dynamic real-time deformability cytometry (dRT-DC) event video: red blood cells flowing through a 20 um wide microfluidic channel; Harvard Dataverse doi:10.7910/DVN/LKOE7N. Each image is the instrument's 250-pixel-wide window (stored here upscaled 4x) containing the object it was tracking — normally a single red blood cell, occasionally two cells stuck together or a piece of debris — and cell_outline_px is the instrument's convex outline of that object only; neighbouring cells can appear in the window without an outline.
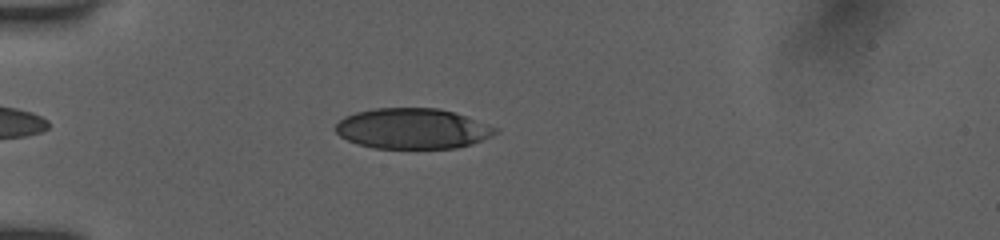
{"species": "human", "species_latin": "Homo sapiens", "temperature_condition": "room temperature", "stored_images_in_passage": 19, "camera_frame_rate_fps": 3000, "um_per_image_px": 0.085, "donor": {"sex": "female"}, "frame": {"image": 1, "passage_image": 15, "time_ms": 2.0, "image_size_px": [1000, 240], "cell_outline_px": [[500, 132], [492, 136], [472, 144], [456, 148], [372, 148], [348, 140], [340, 136], [336, 132], [336, 124], [344, 116], [356, 112], [372, 108], [440, 108], [500, 128]], "centroid_in_image_um": [35.08, 10.93], "position_along_channel_um": 49.9, "area_um2": 37.74}}